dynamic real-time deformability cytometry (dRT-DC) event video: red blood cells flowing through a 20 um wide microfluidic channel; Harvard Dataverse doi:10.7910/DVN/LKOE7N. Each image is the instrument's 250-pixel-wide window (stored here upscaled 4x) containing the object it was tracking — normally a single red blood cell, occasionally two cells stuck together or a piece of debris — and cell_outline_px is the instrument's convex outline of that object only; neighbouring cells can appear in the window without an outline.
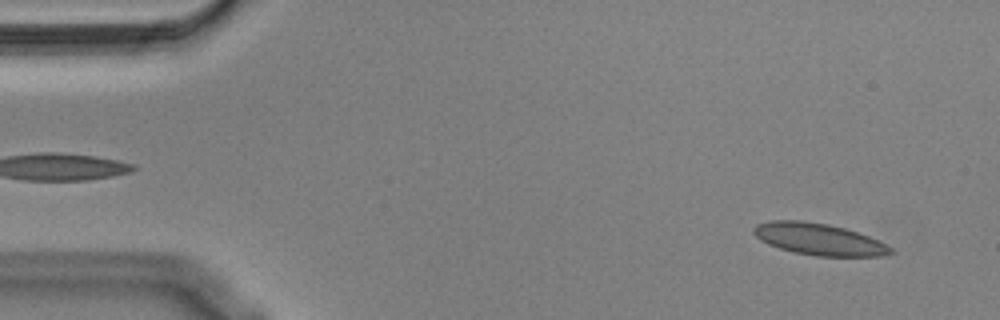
{"species": "Egyptian fruit bat (a non-hibernating species)", "species_latin": "Rousettus aegyptiacus", "temperature_condition": "cold", "stored_images_in_passage": 54, "camera_frame_rate_fps": 3000, "um_per_image_px": 0.085, "animal": {"sex": "male"}, "frame": {"image": 1, "passage_image": 3, "time_ms": 0.667, "image_size_px": [1000, 320], "cell_outline_px": [[896, 252], [880, 256], [816, 256], [792, 252], [768, 244], [760, 240], [752, 232], [752, 228], [756, 224], [772, 220], [800, 220], [828, 224], [844, 228], [868, 236], [892, 248]], "centroid_in_image_um": [69.56, 20.33], "position_along_channel_um": 15.4, "area_um2": 25.26}}
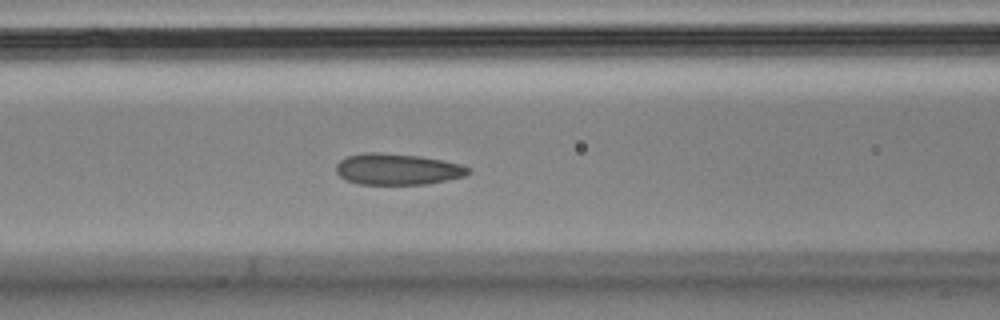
{"frame": {"image": 2, "passage_image": 21, "time_ms": 6.667, "image_size_px": [1000, 320], "cell_outline_px": [[472, 172], [464, 176], [428, 184], [360, 184], [348, 180], [340, 176], [336, 172], [336, 164], [340, 160], [348, 156], [364, 152], [380, 152], [420, 156], [460, 164], [472, 168]], "centroid_in_image_um": [33.79, 14.38], "position_along_channel_um": 132.8, "area_um2": 24.04}}
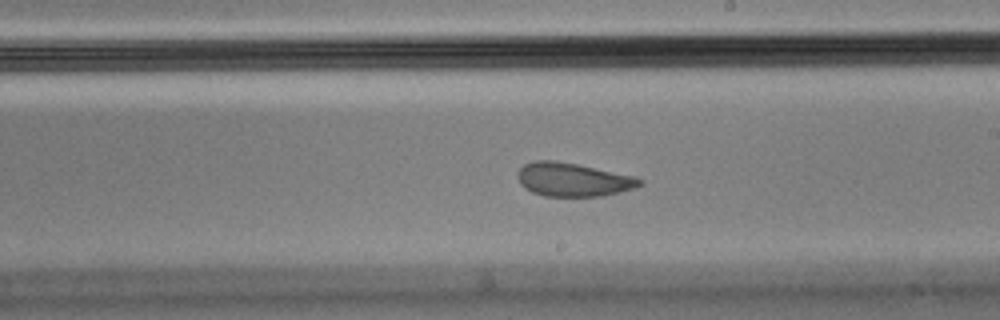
{"frame": {"image": 3, "passage_image": 30, "time_ms": 9.667, "image_size_px": [1000, 320], "cell_outline_px": [[644, 184], [636, 188], [620, 192], [600, 196], [544, 196], [532, 192], [524, 188], [520, 184], [516, 176], [520, 168], [524, 164], [536, 160], [556, 160], [576, 164], [632, 176], [644, 180]], "centroid_in_image_um": [48.68, 15.27], "position_along_channel_um": 240.3, "area_um2": 23.87}, "authors_computed_cell_mechanics": {"area_um2": 25.2297, "velocity_mm_per_s": 3.5891, "shape_relaxation_time_tau1_ms": null, "shape_relaxation_time_tau2_ms": 1.4444, "deformation_change_tau1": null, "deformation_change_tau2": 0.0789}}